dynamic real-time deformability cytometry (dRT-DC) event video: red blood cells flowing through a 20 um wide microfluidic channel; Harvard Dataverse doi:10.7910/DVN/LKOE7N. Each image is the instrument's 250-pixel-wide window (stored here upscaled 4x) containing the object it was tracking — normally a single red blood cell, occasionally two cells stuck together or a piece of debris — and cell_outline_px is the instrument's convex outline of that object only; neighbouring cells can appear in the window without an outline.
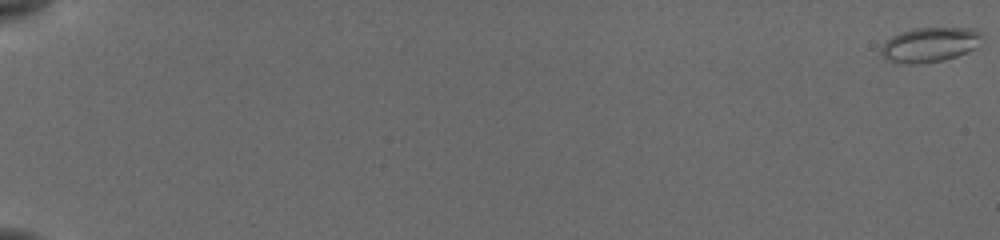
{"species": "common noctule bat (a hibernating species)", "species_latin": "Nyctalus noctula", "temperature_condition": "cold", "stored_images_in_passage": 14, "camera_frame_rate_fps": 3000, "um_per_image_px": 0.085, "animal": {"sex": "female", "body_mass_g": 19.5, "forearm_length_mm": 54.1}, "frame": {"image": 1, "passage_image": 1, "time_ms": 0.0, "image_size_px": [1000, 240], "cell_outline_px": [[984, 40], [980, 48], [944, 60], [912, 64], [900, 64], [884, 60], [880, 52], [880, 48], [892, 36], [900, 32], [916, 28], [972, 28], [980, 32]], "centroid_in_image_um": [79.07, 3.81], "position_along_channel_um": 5.9, "area_um2": 20.81}}